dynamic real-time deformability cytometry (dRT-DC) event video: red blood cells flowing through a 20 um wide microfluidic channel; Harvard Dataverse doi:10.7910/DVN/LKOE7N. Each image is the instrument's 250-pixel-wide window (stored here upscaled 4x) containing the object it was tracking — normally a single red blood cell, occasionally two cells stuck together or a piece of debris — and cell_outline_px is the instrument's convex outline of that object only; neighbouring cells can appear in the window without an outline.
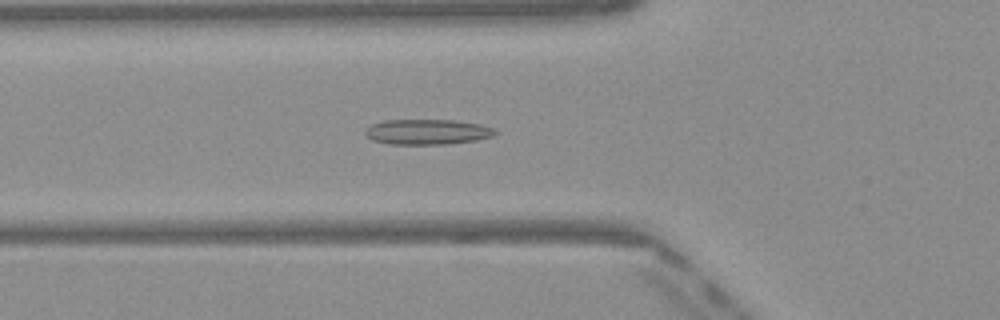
{"species": "Egyptian fruit bat (a non-hibernating species)", "species_latin": "Rousettus aegyptiacus", "temperature_condition": "warm", "stored_images_in_passage": 45, "camera_frame_rate_fps": 3000, "um_per_image_px": 0.085, "frame": {"image": 1, "passage_image": 13, "time_ms": 4.0, "image_size_px": [1000, 320], "cell_outline_px": [[496, 132], [492, 136], [476, 140], [448, 144], [388, 144], [372, 140], [364, 132], [372, 124], [384, 120], [452, 120], [480, 124], [492, 128]], "centroid_in_image_um": [36.3, 11.21], "position_along_channel_um": 89.5, "area_um2": 18.96}}
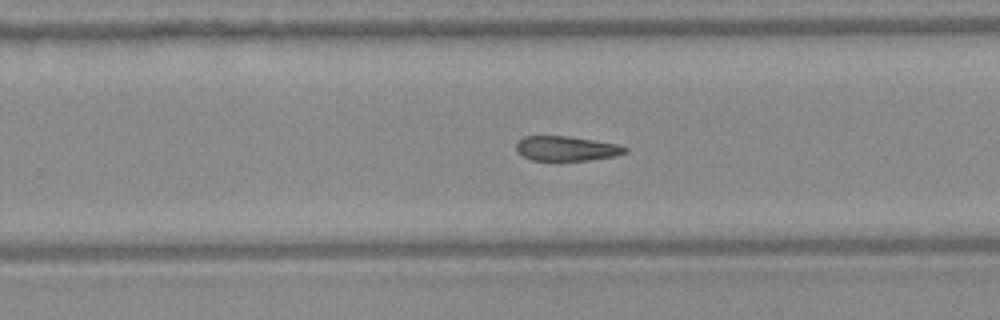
{"frame": {"image": 2, "passage_image": 27, "time_ms": 8.667, "image_size_px": [1000, 320], "cell_outline_px": [[628, 152], [616, 156], [588, 160], [532, 160], [524, 156], [516, 148], [516, 144], [524, 136], [568, 136], [616, 144], [628, 148]], "centroid_in_image_um": [48.17, 12.62], "position_along_channel_um": 281.6, "area_um2": 15.43}}
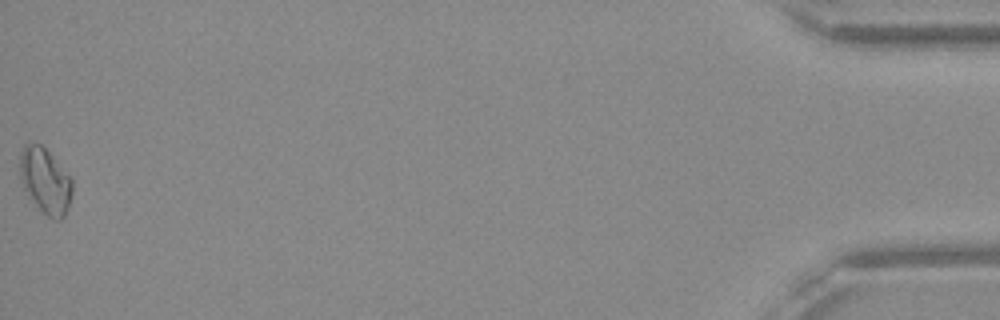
{"frame": {"image": 3, "passage_image": 45, "time_ms": 14.667, "image_size_px": [1000, 320], "cell_outline_px": [[72, 192], [68, 208], [64, 216], [60, 220], [56, 220], [48, 216], [36, 204], [24, 188], [20, 176], [20, 152], [24, 144], [28, 140], [40, 144], [52, 156], [72, 180]], "centroid_in_image_um": [3.83, 15.33], "position_along_channel_um": 431.4, "area_um2": 19.65}}